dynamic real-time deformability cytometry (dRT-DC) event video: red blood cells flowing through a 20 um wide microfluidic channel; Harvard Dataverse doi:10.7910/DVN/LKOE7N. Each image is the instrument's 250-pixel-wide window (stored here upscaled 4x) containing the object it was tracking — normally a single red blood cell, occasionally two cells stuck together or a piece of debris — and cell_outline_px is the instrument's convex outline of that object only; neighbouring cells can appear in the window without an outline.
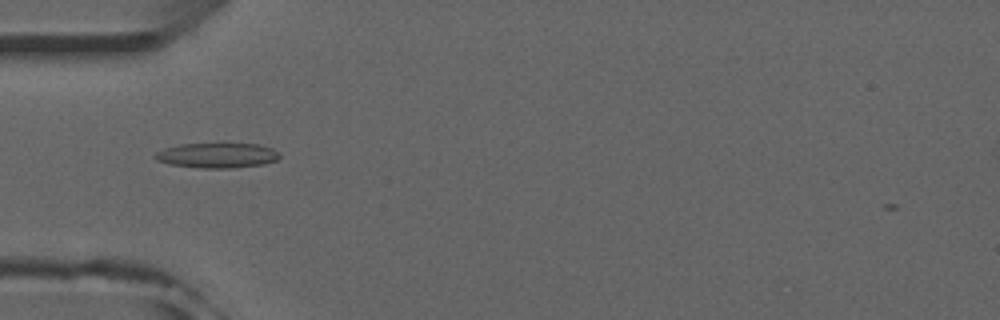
{"species": "common noctule bat (a hibernating species)", "species_latin": "Nyctalus noctula", "temperature_condition": "room temperature", "stored_images_in_passage": 35, "camera_frame_rate_fps": 3000, "um_per_image_px": 0.085, "animal": {"sex": "male", "forearm_length_mm": 52.5}, "frame": {"image": 1, "passage_image": 1, "time_ms": 0.0, "image_size_px": [1000, 320], "cell_outline_px": [[280, 156], [276, 160], [264, 164], [232, 168], [204, 168], [168, 164], [156, 160], [152, 156], [156, 152], [164, 148], [180, 144], [260, 144], [272, 148], [280, 152]], "centroid_in_image_um": [18.45, 13.21], "position_along_channel_um": 66.5, "area_um2": 18.21}}
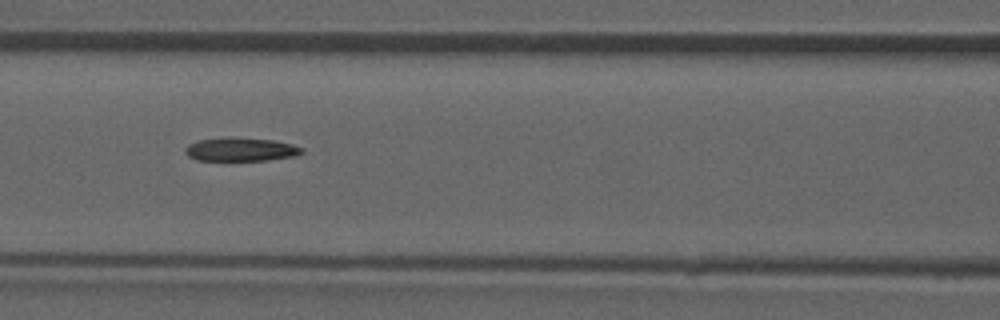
{"frame": {"image": 2, "passage_image": 7, "time_ms": 2.0, "image_size_px": [1000, 320], "cell_outline_px": [[304, 152], [296, 156], [268, 160], [196, 160], [188, 156], [184, 152], [184, 148], [188, 144], [196, 140], [224, 136], [232, 136], [272, 140], [292, 144], [304, 148]], "centroid_in_image_um": [20.43, 12.68], "position_along_channel_um": 146.2, "area_um2": 16.42}}
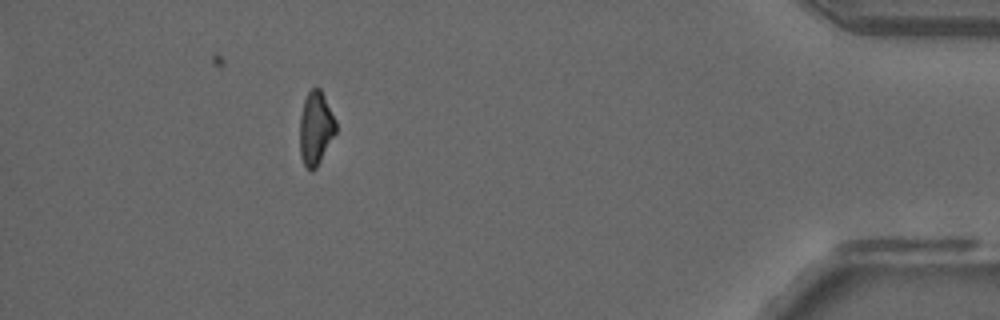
{"frame": {"image": 3, "passage_image": 31, "time_ms": 10.0, "image_size_px": [1000, 320], "cell_outline_px": [[336, 132], [316, 168], [312, 172], [304, 164], [300, 156], [300, 116], [304, 100], [308, 92], [312, 88], [320, 88], [336, 120]], "centroid_in_image_um": [26.83, 10.9], "position_along_channel_um": 408.4, "area_um2": 15.32}}